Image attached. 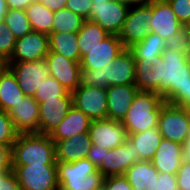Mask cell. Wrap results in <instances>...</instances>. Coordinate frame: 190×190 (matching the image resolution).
<instances>
[{
	"mask_svg": "<svg viewBox=\"0 0 190 190\" xmlns=\"http://www.w3.org/2000/svg\"><path fill=\"white\" fill-rule=\"evenodd\" d=\"M92 2V0H67L66 8L88 20Z\"/></svg>",
	"mask_w": 190,
	"mask_h": 190,
	"instance_id": "39",
	"label": "cell"
},
{
	"mask_svg": "<svg viewBox=\"0 0 190 190\" xmlns=\"http://www.w3.org/2000/svg\"><path fill=\"white\" fill-rule=\"evenodd\" d=\"M24 96L15 75L6 67L0 73V110L9 112Z\"/></svg>",
	"mask_w": 190,
	"mask_h": 190,
	"instance_id": "26",
	"label": "cell"
},
{
	"mask_svg": "<svg viewBox=\"0 0 190 190\" xmlns=\"http://www.w3.org/2000/svg\"><path fill=\"white\" fill-rule=\"evenodd\" d=\"M124 49L118 35H109L89 49V52L81 58V69L104 68L107 63H112Z\"/></svg>",
	"mask_w": 190,
	"mask_h": 190,
	"instance_id": "16",
	"label": "cell"
},
{
	"mask_svg": "<svg viewBox=\"0 0 190 190\" xmlns=\"http://www.w3.org/2000/svg\"><path fill=\"white\" fill-rule=\"evenodd\" d=\"M188 28V36H189V39H190V27H187Z\"/></svg>",
	"mask_w": 190,
	"mask_h": 190,
	"instance_id": "58",
	"label": "cell"
},
{
	"mask_svg": "<svg viewBox=\"0 0 190 190\" xmlns=\"http://www.w3.org/2000/svg\"><path fill=\"white\" fill-rule=\"evenodd\" d=\"M103 185L106 190H132V186L124 175L104 177Z\"/></svg>",
	"mask_w": 190,
	"mask_h": 190,
	"instance_id": "40",
	"label": "cell"
},
{
	"mask_svg": "<svg viewBox=\"0 0 190 190\" xmlns=\"http://www.w3.org/2000/svg\"><path fill=\"white\" fill-rule=\"evenodd\" d=\"M39 104L38 133L50 135L73 106L72 97L45 99Z\"/></svg>",
	"mask_w": 190,
	"mask_h": 190,
	"instance_id": "15",
	"label": "cell"
},
{
	"mask_svg": "<svg viewBox=\"0 0 190 190\" xmlns=\"http://www.w3.org/2000/svg\"><path fill=\"white\" fill-rule=\"evenodd\" d=\"M15 130L21 133H38L39 104L25 95L9 112Z\"/></svg>",
	"mask_w": 190,
	"mask_h": 190,
	"instance_id": "18",
	"label": "cell"
},
{
	"mask_svg": "<svg viewBox=\"0 0 190 190\" xmlns=\"http://www.w3.org/2000/svg\"><path fill=\"white\" fill-rule=\"evenodd\" d=\"M135 60L130 49L125 48L108 66L109 86L135 84Z\"/></svg>",
	"mask_w": 190,
	"mask_h": 190,
	"instance_id": "23",
	"label": "cell"
},
{
	"mask_svg": "<svg viewBox=\"0 0 190 190\" xmlns=\"http://www.w3.org/2000/svg\"><path fill=\"white\" fill-rule=\"evenodd\" d=\"M105 151L108 150L104 147L92 145L86 158L98 168L104 160Z\"/></svg>",
	"mask_w": 190,
	"mask_h": 190,
	"instance_id": "45",
	"label": "cell"
},
{
	"mask_svg": "<svg viewBox=\"0 0 190 190\" xmlns=\"http://www.w3.org/2000/svg\"><path fill=\"white\" fill-rule=\"evenodd\" d=\"M35 0H6L8 9L25 10Z\"/></svg>",
	"mask_w": 190,
	"mask_h": 190,
	"instance_id": "47",
	"label": "cell"
},
{
	"mask_svg": "<svg viewBox=\"0 0 190 190\" xmlns=\"http://www.w3.org/2000/svg\"><path fill=\"white\" fill-rule=\"evenodd\" d=\"M50 76L54 77L68 92L81 84V65L61 54L51 52L45 57Z\"/></svg>",
	"mask_w": 190,
	"mask_h": 190,
	"instance_id": "14",
	"label": "cell"
},
{
	"mask_svg": "<svg viewBox=\"0 0 190 190\" xmlns=\"http://www.w3.org/2000/svg\"><path fill=\"white\" fill-rule=\"evenodd\" d=\"M91 121L82 111L72 106L65 118L49 136L56 143L68 139L75 134L88 133Z\"/></svg>",
	"mask_w": 190,
	"mask_h": 190,
	"instance_id": "22",
	"label": "cell"
},
{
	"mask_svg": "<svg viewBox=\"0 0 190 190\" xmlns=\"http://www.w3.org/2000/svg\"><path fill=\"white\" fill-rule=\"evenodd\" d=\"M181 107H184L190 118V102H185Z\"/></svg>",
	"mask_w": 190,
	"mask_h": 190,
	"instance_id": "52",
	"label": "cell"
},
{
	"mask_svg": "<svg viewBox=\"0 0 190 190\" xmlns=\"http://www.w3.org/2000/svg\"><path fill=\"white\" fill-rule=\"evenodd\" d=\"M7 67V61L0 56V73Z\"/></svg>",
	"mask_w": 190,
	"mask_h": 190,
	"instance_id": "51",
	"label": "cell"
},
{
	"mask_svg": "<svg viewBox=\"0 0 190 190\" xmlns=\"http://www.w3.org/2000/svg\"><path fill=\"white\" fill-rule=\"evenodd\" d=\"M92 142L89 133H79L55 143L56 162L73 163L86 158Z\"/></svg>",
	"mask_w": 190,
	"mask_h": 190,
	"instance_id": "20",
	"label": "cell"
},
{
	"mask_svg": "<svg viewBox=\"0 0 190 190\" xmlns=\"http://www.w3.org/2000/svg\"><path fill=\"white\" fill-rule=\"evenodd\" d=\"M108 66L109 63L104 68L95 70L81 69V84L107 89L109 87Z\"/></svg>",
	"mask_w": 190,
	"mask_h": 190,
	"instance_id": "34",
	"label": "cell"
},
{
	"mask_svg": "<svg viewBox=\"0 0 190 190\" xmlns=\"http://www.w3.org/2000/svg\"><path fill=\"white\" fill-rule=\"evenodd\" d=\"M139 3L141 2H150L151 0H137Z\"/></svg>",
	"mask_w": 190,
	"mask_h": 190,
	"instance_id": "55",
	"label": "cell"
},
{
	"mask_svg": "<svg viewBox=\"0 0 190 190\" xmlns=\"http://www.w3.org/2000/svg\"><path fill=\"white\" fill-rule=\"evenodd\" d=\"M37 1L46 6L49 10L53 12L66 8V2H67V0H37Z\"/></svg>",
	"mask_w": 190,
	"mask_h": 190,
	"instance_id": "46",
	"label": "cell"
},
{
	"mask_svg": "<svg viewBox=\"0 0 190 190\" xmlns=\"http://www.w3.org/2000/svg\"><path fill=\"white\" fill-rule=\"evenodd\" d=\"M188 63H189V66H190V51L188 53Z\"/></svg>",
	"mask_w": 190,
	"mask_h": 190,
	"instance_id": "57",
	"label": "cell"
},
{
	"mask_svg": "<svg viewBox=\"0 0 190 190\" xmlns=\"http://www.w3.org/2000/svg\"><path fill=\"white\" fill-rule=\"evenodd\" d=\"M93 2L92 3H101L103 1H109V0H92Z\"/></svg>",
	"mask_w": 190,
	"mask_h": 190,
	"instance_id": "54",
	"label": "cell"
},
{
	"mask_svg": "<svg viewBox=\"0 0 190 190\" xmlns=\"http://www.w3.org/2000/svg\"><path fill=\"white\" fill-rule=\"evenodd\" d=\"M166 102L156 92L138 91L121 121L128 134L157 128L161 109Z\"/></svg>",
	"mask_w": 190,
	"mask_h": 190,
	"instance_id": "3",
	"label": "cell"
},
{
	"mask_svg": "<svg viewBox=\"0 0 190 190\" xmlns=\"http://www.w3.org/2000/svg\"><path fill=\"white\" fill-rule=\"evenodd\" d=\"M128 140L134 144V150H138L141 160L151 161L162 140L158 128H149L144 132L128 134Z\"/></svg>",
	"mask_w": 190,
	"mask_h": 190,
	"instance_id": "28",
	"label": "cell"
},
{
	"mask_svg": "<svg viewBox=\"0 0 190 190\" xmlns=\"http://www.w3.org/2000/svg\"><path fill=\"white\" fill-rule=\"evenodd\" d=\"M151 18L152 0L150 2H141L130 7L122 30L118 35L124 48L129 49L149 35Z\"/></svg>",
	"mask_w": 190,
	"mask_h": 190,
	"instance_id": "5",
	"label": "cell"
},
{
	"mask_svg": "<svg viewBox=\"0 0 190 190\" xmlns=\"http://www.w3.org/2000/svg\"><path fill=\"white\" fill-rule=\"evenodd\" d=\"M164 43L165 49L188 54L190 51V39L187 26H184L175 35L166 38Z\"/></svg>",
	"mask_w": 190,
	"mask_h": 190,
	"instance_id": "35",
	"label": "cell"
},
{
	"mask_svg": "<svg viewBox=\"0 0 190 190\" xmlns=\"http://www.w3.org/2000/svg\"><path fill=\"white\" fill-rule=\"evenodd\" d=\"M158 170L151 161H139L133 164L125 173V178L132 190H155Z\"/></svg>",
	"mask_w": 190,
	"mask_h": 190,
	"instance_id": "25",
	"label": "cell"
},
{
	"mask_svg": "<svg viewBox=\"0 0 190 190\" xmlns=\"http://www.w3.org/2000/svg\"><path fill=\"white\" fill-rule=\"evenodd\" d=\"M4 22L16 38L23 37L32 31L25 10L8 9Z\"/></svg>",
	"mask_w": 190,
	"mask_h": 190,
	"instance_id": "32",
	"label": "cell"
},
{
	"mask_svg": "<svg viewBox=\"0 0 190 190\" xmlns=\"http://www.w3.org/2000/svg\"><path fill=\"white\" fill-rule=\"evenodd\" d=\"M129 9L115 0L92 3L88 20L100 25L110 35H119Z\"/></svg>",
	"mask_w": 190,
	"mask_h": 190,
	"instance_id": "9",
	"label": "cell"
},
{
	"mask_svg": "<svg viewBox=\"0 0 190 190\" xmlns=\"http://www.w3.org/2000/svg\"><path fill=\"white\" fill-rule=\"evenodd\" d=\"M27 18L33 31L46 34L52 33L54 12L35 0L25 9Z\"/></svg>",
	"mask_w": 190,
	"mask_h": 190,
	"instance_id": "29",
	"label": "cell"
},
{
	"mask_svg": "<svg viewBox=\"0 0 190 190\" xmlns=\"http://www.w3.org/2000/svg\"><path fill=\"white\" fill-rule=\"evenodd\" d=\"M142 161L138 150H134V144L127 140L119 147L105 151L104 160L97 168L104 177L124 175L135 163Z\"/></svg>",
	"mask_w": 190,
	"mask_h": 190,
	"instance_id": "13",
	"label": "cell"
},
{
	"mask_svg": "<svg viewBox=\"0 0 190 190\" xmlns=\"http://www.w3.org/2000/svg\"><path fill=\"white\" fill-rule=\"evenodd\" d=\"M55 143L49 135L18 134L12 145V165H56Z\"/></svg>",
	"mask_w": 190,
	"mask_h": 190,
	"instance_id": "2",
	"label": "cell"
},
{
	"mask_svg": "<svg viewBox=\"0 0 190 190\" xmlns=\"http://www.w3.org/2000/svg\"><path fill=\"white\" fill-rule=\"evenodd\" d=\"M71 95L73 106L92 121L107 118L106 89L80 84Z\"/></svg>",
	"mask_w": 190,
	"mask_h": 190,
	"instance_id": "8",
	"label": "cell"
},
{
	"mask_svg": "<svg viewBox=\"0 0 190 190\" xmlns=\"http://www.w3.org/2000/svg\"><path fill=\"white\" fill-rule=\"evenodd\" d=\"M135 85L139 91L156 92L165 102L182 106L190 84L188 54L164 49L158 64L135 63Z\"/></svg>",
	"mask_w": 190,
	"mask_h": 190,
	"instance_id": "1",
	"label": "cell"
},
{
	"mask_svg": "<svg viewBox=\"0 0 190 190\" xmlns=\"http://www.w3.org/2000/svg\"><path fill=\"white\" fill-rule=\"evenodd\" d=\"M151 162L158 172L176 175L182 163V145L162 138Z\"/></svg>",
	"mask_w": 190,
	"mask_h": 190,
	"instance_id": "21",
	"label": "cell"
},
{
	"mask_svg": "<svg viewBox=\"0 0 190 190\" xmlns=\"http://www.w3.org/2000/svg\"><path fill=\"white\" fill-rule=\"evenodd\" d=\"M155 190H179L176 175L159 172Z\"/></svg>",
	"mask_w": 190,
	"mask_h": 190,
	"instance_id": "41",
	"label": "cell"
},
{
	"mask_svg": "<svg viewBox=\"0 0 190 190\" xmlns=\"http://www.w3.org/2000/svg\"><path fill=\"white\" fill-rule=\"evenodd\" d=\"M139 89L135 84L111 85L107 93V118L122 121Z\"/></svg>",
	"mask_w": 190,
	"mask_h": 190,
	"instance_id": "19",
	"label": "cell"
},
{
	"mask_svg": "<svg viewBox=\"0 0 190 190\" xmlns=\"http://www.w3.org/2000/svg\"><path fill=\"white\" fill-rule=\"evenodd\" d=\"M17 38L4 21L0 22V56L6 61L11 57Z\"/></svg>",
	"mask_w": 190,
	"mask_h": 190,
	"instance_id": "37",
	"label": "cell"
},
{
	"mask_svg": "<svg viewBox=\"0 0 190 190\" xmlns=\"http://www.w3.org/2000/svg\"><path fill=\"white\" fill-rule=\"evenodd\" d=\"M7 67L13 72L21 90L27 96L34 97L42 81L50 76L45 60L7 62Z\"/></svg>",
	"mask_w": 190,
	"mask_h": 190,
	"instance_id": "10",
	"label": "cell"
},
{
	"mask_svg": "<svg viewBox=\"0 0 190 190\" xmlns=\"http://www.w3.org/2000/svg\"><path fill=\"white\" fill-rule=\"evenodd\" d=\"M12 170V145L0 143V173H8Z\"/></svg>",
	"mask_w": 190,
	"mask_h": 190,
	"instance_id": "42",
	"label": "cell"
},
{
	"mask_svg": "<svg viewBox=\"0 0 190 190\" xmlns=\"http://www.w3.org/2000/svg\"><path fill=\"white\" fill-rule=\"evenodd\" d=\"M158 130L162 138L183 144L190 129V118L184 107L165 103L161 109Z\"/></svg>",
	"mask_w": 190,
	"mask_h": 190,
	"instance_id": "7",
	"label": "cell"
},
{
	"mask_svg": "<svg viewBox=\"0 0 190 190\" xmlns=\"http://www.w3.org/2000/svg\"><path fill=\"white\" fill-rule=\"evenodd\" d=\"M57 97H72V95L54 77L49 76L42 81L33 98L40 103L45 99H57Z\"/></svg>",
	"mask_w": 190,
	"mask_h": 190,
	"instance_id": "33",
	"label": "cell"
},
{
	"mask_svg": "<svg viewBox=\"0 0 190 190\" xmlns=\"http://www.w3.org/2000/svg\"><path fill=\"white\" fill-rule=\"evenodd\" d=\"M179 190H190V162H182L176 174Z\"/></svg>",
	"mask_w": 190,
	"mask_h": 190,
	"instance_id": "43",
	"label": "cell"
},
{
	"mask_svg": "<svg viewBox=\"0 0 190 190\" xmlns=\"http://www.w3.org/2000/svg\"><path fill=\"white\" fill-rule=\"evenodd\" d=\"M85 19L68 8L54 12L52 32L78 33Z\"/></svg>",
	"mask_w": 190,
	"mask_h": 190,
	"instance_id": "31",
	"label": "cell"
},
{
	"mask_svg": "<svg viewBox=\"0 0 190 190\" xmlns=\"http://www.w3.org/2000/svg\"><path fill=\"white\" fill-rule=\"evenodd\" d=\"M150 24V32L163 39L175 35L184 27L166 0H152Z\"/></svg>",
	"mask_w": 190,
	"mask_h": 190,
	"instance_id": "17",
	"label": "cell"
},
{
	"mask_svg": "<svg viewBox=\"0 0 190 190\" xmlns=\"http://www.w3.org/2000/svg\"><path fill=\"white\" fill-rule=\"evenodd\" d=\"M49 51L63 55L67 59L80 62L78 33L52 32L49 34Z\"/></svg>",
	"mask_w": 190,
	"mask_h": 190,
	"instance_id": "27",
	"label": "cell"
},
{
	"mask_svg": "<svg viewBox=\"0 0 190 190\" xmlns=\"http://www.w3.org/2000/svg\"><path fill=\"white\" fill-rule=\"evenodd\" d=\"M182 162H190V129L189 135L182 144Z\"/></svg>",
	"mask_w": 190,
	"mask_h": 190,
	"instance_id": "48",
	"label": "cell"
},
{
	"mask_svg": "<svg viewBox=\"0 0 190 190\" xmlns=\"http://www.w3.org/2000/svg\"><path fill=\"white\" fill-rule=\"evenodd\" d=\"M22 190H58L56 165H12Z\"/></svg>",
	"mask_w": 190,
	"mask_h": 190,
	"instance_id": "6",
	"label": "cell"
},
{
	"mask_svg": "<svg viewBox=\"0 0 190 190\" xmlns=\"http://www.w3.org/2000/svg\"><path fill=\"white\" fill-rule=\"evenodd\" d=\"M109 35L97 23L85 20L78 32V45L81 58L89 52V49L97 45L98 42H102Z\"/></svg>",
	"mask_w": 190,
	"mask_h": 190,
	"instance_id": "30",
	"label": "cell"
},
{
	"mask_svg": "<svg viewBox=\"0 0 190 190\" xmlns=\"http://www.w3.org/2000/svg\"><path fill=\"white\" fill-rule=\"evenodd\" d=\"M88 133L92 145L107 150L119 147L128 140V133L121 121L108 118L91 121Z\"/></svg>",
	"mask_w": 190,
	"mask_h": 190,
	"instance_id": "12",
	"label": "cell"
},
{
	"mask_svg": "<svg viewBox=\"0 0 190 190\" xmlns=\"http://www.w3.org/2000/svg\"><path fill=\"white\" fill-rule=\"evenodd\" d=\"M174 11L177 19L184 26L190 25V0H166Z\"/></svg>",
	"mask_w": 190,
	"mask_h": 190,
	"instance_id": "38",
	"label": "cell"
},
{
	"mask_svg": "<svg viewBox=\"0 0 190 190\" xmlns=\"http://www.w3.org/2000/svg\"><path fill=\"white\" fill-rule=\"evenodd\" d=\"M165 39L158 34L150 32L149 35L139 43L130 47L135 63L158 64L165 49Z\"/></svg>",
	"mask_w": 190,
	"mask_h": 190,
	"instance_id": "24",
	"label": "cell"
},
{
	"mask_svg": "<svg viewBox=\"0 0 190 190\" xmlns=\"http://www.w3.org/2000/svg\"><path fill=\"white\" fill-rule=\"evenodd\" d=\"M115 1H117L120 4L126 5L128 7H131L139 3L137 0H115Z\"/></svg>",
	"mask_w": 190,
	"mask_h": 190,
	"instance_id": "50",
	"label": "cell"
},
{
	"mask_svg": "<svg viewBox=\"0 0 190 190\" xmlns=\"http://www.w3.org/2000/svg\"><path fill=\"white\" fill-rule=\"evenodd\" d=\"M56 167L59 188L63 190H96L103 185L104 176L87 158L57 162Z\"/></svg>",
	"mask_w": 190,
	"mask_h": 190,
	"instance_id": "4",
	"label": "cell"
},
{
	"mask_svg": "<svg viewBox=\"0 0 190 190\" xmlns=\"http://www.w3.org/2000/svg\"><path fill=\"white\" fill-rule=\"evenodd\" d=\"M18 134L8 112L0 110V143L13 145Z\"/></svg>",
	"mask_w": 190,
	"mask_h": 190,
	"instance_id": "36",
	"label": "cell"
},
{
	"mask_svg": "<svg viewBox=\"0 0 190 190\" xmlns=\"http://www.w3.org/2000/svg\"><path fill=\"white\" fill-rule=\"evenodd\" d=\"M8 6L6 0H0V22L4 21L7 14Z\"/></svg>",
	"mask_w": 190,
	"mask_h": 190,
	"instance_id": "49",
	"label": "cell"
},
{
	"mask_svg": "<svg viewBox=\"0 0 190 190\" xmlns=\"http://www.w3.org/2000/svg\"><path fill=\"white\" fill-rule=\"evenodd\" d=\"M49 53V35L31 31L17 38L13 53L7 62H25L45 60Z\"/></svg>",
	"mask_w": 190,
	"mask_h": 190,
	"instance_id": "11",
	"label": "cell"
},
{
	"mask_svg": "<svg viewBox=\"0 0 190 190\" xmlns=\"http://www.w3.org/2000/svg\"><path fill=\"white\" fill-rule=\"evenodd\" d=\"M96 190H106V188L104 187V185H102L100 188H98Z\"/></svg>",
	"mask_w": 190,
	"mask_h": 190,
	"instance_id": "56",
	"label": "cell"
},
{
	"mask_svg": "<svg viewBox=\"0 0 190 190\" xmlns=\"http://www.w3.org/2000/svg\"><path fill=\"white\" fill-rule=\"evenodd\" d=\"M0 190H22L14 171L0 173Z\"/></svg>",
	"mask_w": 190,
	"mask_h": 190,
	"instance_id": "44",
	"label": "cell"
},
{
	"mask_svg": "<svg viewBox=\"0 0 190 190\" xmlns=\"http://www.w3.org/2000/svg\"><path fill=\"white\" fill-rule=\"evenodd\" d=\"M186 102H190V84L188 87V94H187V101Z\"/></svg>",
	"mask_w": 190,
	"mask_h": 190,
	"instance_id": "53",
	"label": "cell"
}]
</instances>
